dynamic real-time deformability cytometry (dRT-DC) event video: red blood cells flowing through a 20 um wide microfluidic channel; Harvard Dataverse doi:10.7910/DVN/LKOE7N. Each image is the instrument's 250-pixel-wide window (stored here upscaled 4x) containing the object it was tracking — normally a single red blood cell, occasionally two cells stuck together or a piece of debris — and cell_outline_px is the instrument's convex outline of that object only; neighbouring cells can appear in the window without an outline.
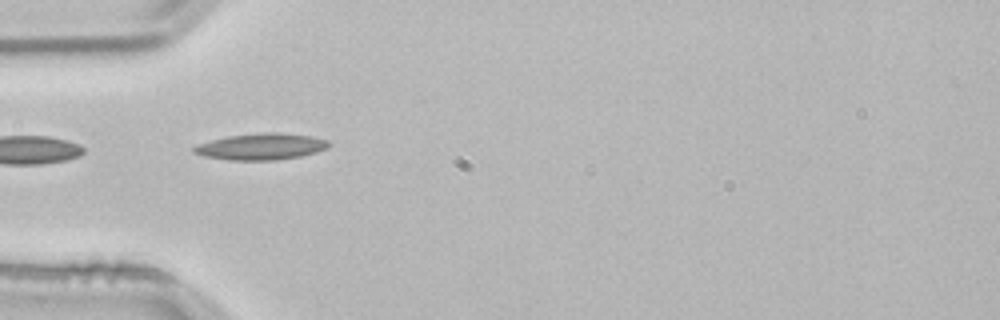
{"species": "common noctule bat (a hibernating species)", "species_latin": "Nyctalus noctula", "temperature_condition": "room temperature", "stored_images_in_passage": 4, "camera_frame_rate_fps": 3000, "um_per_image_px": 0.085, "animal": {"sex": "male", "body_mass_g": 21.5, "forearm_length_mm": 52.0}, "frame": {"image": 1, "passage_image": 1, "time_ms": 0.0, "image_size_px": [1000, 320], "cell_outline_px": [[332, 144], [328, 148], [316, 152], [300, 156], [276, 160], [228, 160], [204, 156], [192, 152], [192, 148], [200, 144], [212, 140], [228, 136], [264, 132], [280, 132], [312, 136], [328, 140]], "centroid_in_image_um": [22.24, 12.45], "position_along_channel_um": 62.8, "area_um2": 20.81}}